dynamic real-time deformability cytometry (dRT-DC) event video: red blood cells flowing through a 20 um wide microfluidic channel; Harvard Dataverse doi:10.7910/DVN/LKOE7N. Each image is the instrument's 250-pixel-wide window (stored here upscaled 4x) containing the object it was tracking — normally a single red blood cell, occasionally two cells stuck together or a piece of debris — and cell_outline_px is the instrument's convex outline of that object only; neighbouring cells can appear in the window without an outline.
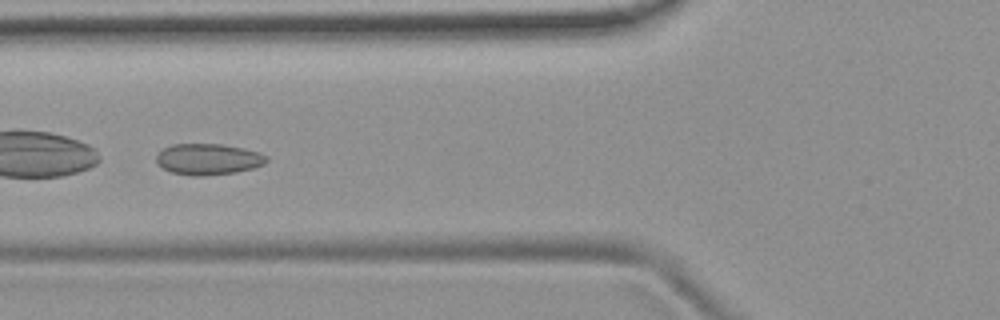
{"species": "common noctule bat (a hibernating species)", "species_latin": "Nyctalus noctula", "temperature_condition": "room temperature", "stored_images_in_passage": 37, "camera_frame_rate_fps": 3000, "um_per_image_px": 0.085, "animal": {"sex": "female", "body_mass_g": 19.9}, "frame": {"image": 1, "passage_image": 11, "time_ms": 3.333, "image_size_px": [1000, 320], "cell_outline_px": [[268, 160], [264, 164], [252, 168], [236, 172], [204, 176], [192, 176], [172, 172], [164, 168], [156, 160], [156, 156], [164, 148], [172, 144], [220, 144], [244, 148], [260, 152], [268, 156]], "centroid_in_image_um": [17.73, 13.53], "position_along_channel_um": 108.1, "area_um2": 19.94}}
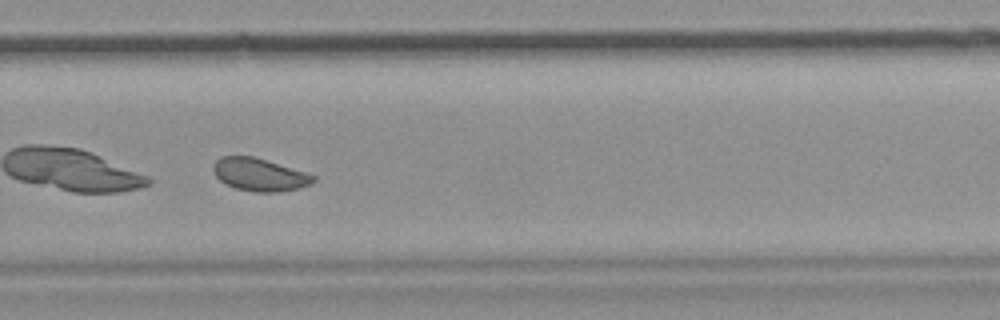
{"frame": {"image": 2, "passage_image": 27, "time_ms": 8.667, "image_size_px": [1000, 320], "cell_outline_px": [[316, 180], [300, 188], [280, 192], [256, 192], [236, 188], [224, 184], [216, 176], [212, 168], [216, 160], [220, 156], [252, 156], [304, 172], [316, 176]], "centroid_in_image_um": [22.02, 14.85], "position_along_channel_um": 307.8, "area_um2": 18.9}, "authors_computed_cell_mechanics": {"area_um2": 19.4786, "velocity_mm_per_s": 3.7506, "shape_relaxation_time_tau1_ms": 2.7955, "shape_relaxation_time_tau2_ms": 1.3988, "deformation_change_tau1": 0.0548, "deformation_change_tau2": 0.0407}}